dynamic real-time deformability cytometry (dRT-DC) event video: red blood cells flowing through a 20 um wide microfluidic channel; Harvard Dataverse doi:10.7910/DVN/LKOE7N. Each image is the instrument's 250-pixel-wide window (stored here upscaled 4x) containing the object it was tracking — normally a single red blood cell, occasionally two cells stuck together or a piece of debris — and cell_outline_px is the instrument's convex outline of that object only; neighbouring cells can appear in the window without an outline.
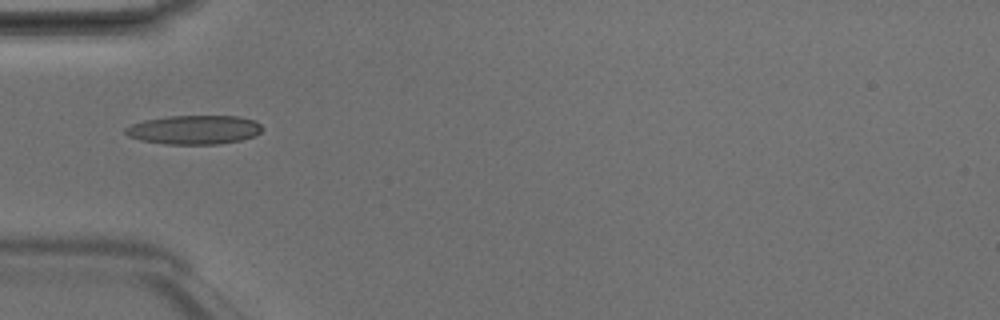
{"species": "Egyptian fruit bat (a non-hibernating species)", "species_latin": "Rousettus aegyptiacus", "temperature_condition": "room temperature", "stored_images_in_passage": 20, "camera_frame_rate_fps": 3000, "um_per_image_px": 0.085, "animal": {"sex": "male"}, "frame": {"image": 1, "passage_image": 1, "time_ms": 0.0, "image_size_px": [1000, 320], "cell_outline_px": [[264, 128], [260, 132], [252, 136], [240, 140], [216, 144], [164, 144], [140, 140], [128, 136], [124, 132], [124, 128], [132, 124], [144, 120], [168, 116], [236, 116], [256, 120]], "centroid_in_image_um": [16.48, 11.02], "position_along_channel_um": 68.5, "area_um2": 23.12}}
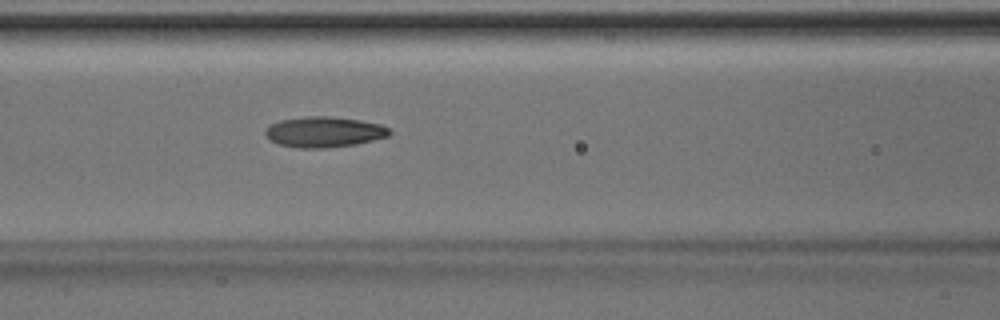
{"frame": {"image": 2, "passage_image": 6, "time_ms": 1.667, "image_size_px": [1000, 320], "cell_outline_px": [[392, 132], [388, 136], [356, 144], [324, 148], [300, 148], [280, 144], [272, 140], [264, 132], [264, 128], [280, 120], [304, 116], [328, 116], [360, 120], [380, 124], [388, 128]], "centroid_in_image_um": [27.55, 11.21], "position_along_channel_um": 139.1, "area_um2": 21.96}}
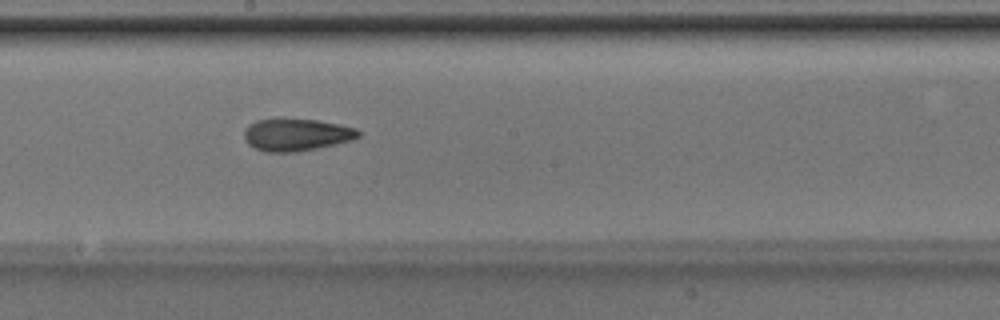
{"frame": {"image": 3, "passage_image": 12, "time_ms": 3.667, "image_size_px": [1000, 320], "cell_outline_px": [[360, 136], [352, 140], [316, 148], [296, 152], [264, 152], [248, 144], [244, 136], [244, 132], [248, 124], [256, 120], [316, 120], [340, 124], [356, 128], [360, 132]], "centroid_in_image_um": [25.2, 11.46], "position_along_channel_um": 223.0, "area_um2": 21.15}}